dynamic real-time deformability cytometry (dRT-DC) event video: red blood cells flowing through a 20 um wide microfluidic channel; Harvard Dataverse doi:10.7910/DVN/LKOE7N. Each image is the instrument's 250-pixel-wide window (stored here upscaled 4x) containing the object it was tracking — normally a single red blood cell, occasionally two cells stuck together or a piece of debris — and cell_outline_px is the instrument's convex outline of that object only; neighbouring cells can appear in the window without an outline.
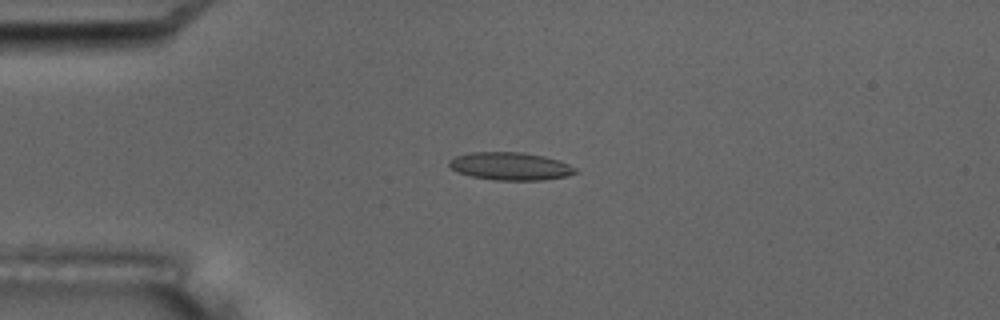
{"species": "common noctule bat (a hibernating species)", "species_latin": "Nyctalus noctula", "temperature_condition": "room temperature", "stored_images_in_passage": 4, "camera_frame_rate_fps": 3000, "um_per_image_px": 0.085, "animal": {"sex": "male", "body_mass_g": 17.5, "forearm_length_mm": 52.3}, "frame": {"image": 1, "passage_image": 2, "time_ms": 1.0, "image_size_px": [1000, 320], "cell_outline_px": [[580, 172], [568, 176], [540, 180], [496, 180], [472, 176], [456, 172], [448, 164], [448, 160], [456, 156], [468, 152], [520, 152], [544, 156], [560, 160], [576, 168]], "centroid_in_image_um": [43.39, 14.12], "position_along_channel_um": 41.6, "area_um2": 20.58}}